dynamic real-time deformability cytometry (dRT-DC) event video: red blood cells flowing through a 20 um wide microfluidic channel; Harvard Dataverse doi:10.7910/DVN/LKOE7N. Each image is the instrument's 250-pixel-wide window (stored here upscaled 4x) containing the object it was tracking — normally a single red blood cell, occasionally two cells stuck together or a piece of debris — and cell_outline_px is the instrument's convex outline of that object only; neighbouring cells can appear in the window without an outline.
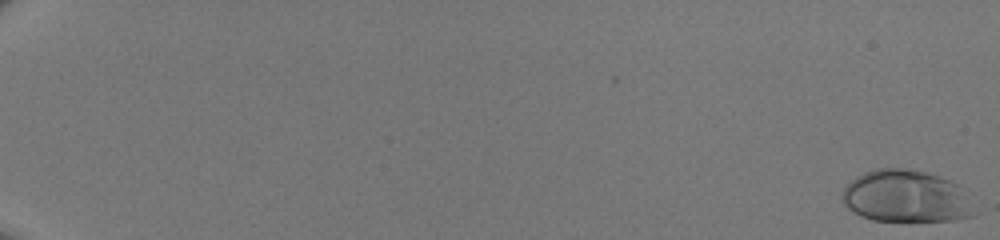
{"species": "human", "species_latin": "Homo sapiens", "temperature_condition": "room temperature", "stored_images_in_passage": 51, "camera_frame_rate_fps": 3000, "um_per_image_px": 0.085, "donor": {"sex": "male"}, "frame": {"image": 1, "passage_image": 1, "time_ms": 0.0, "image_size_px": [1000, 240], "cell_outline_px": [[972, 216], [956, 220], [872, 220], [860, 216], [852, 212], [844, 204], [840, 192], [856, 176], [864, 172], [876, 168], [904, 168], [924, 172], [960, 184]], "centroid_in_image_um": [76.9, 16.68], "position_along_channel_um": 8.1, "area_um2": 39.48}}
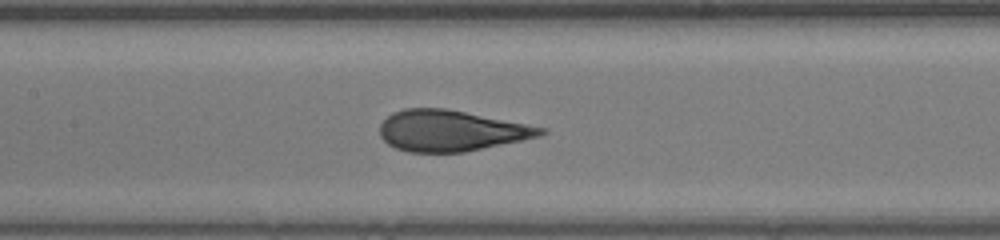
{"frame": {"image": 2, "passage_image": 29, "time_ms": 9.333, "image_size_px": [1000, 240], "cell_outline_px": [[548, 132], [540, 136], [464, 152], [408, 152], [396, 148], [388, 144], [380, 136], [380, 124], [392, 112], [404, 108], [448, 108], [548, 128]], "centroid_in_image_um": [38.34, 11.1], "position_along_channel_um": 169.1, "area_um2": 38.49}}
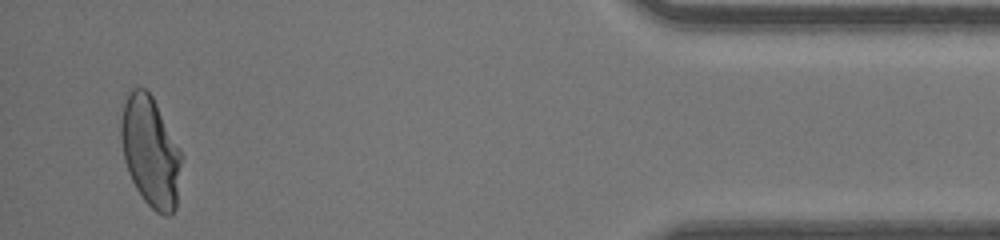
{"frame": {"image": 3, "passage_image": 50, "time_ms": 16.333, "image_size_px": [1000, 240], "cell_outline_px": [[184, 156], [176, 208], [168, 216], [164, 216], [156, 212], [144, 200], [136, 188], [128, 172], [124, 160], [120, 140], [120, 120], [124, 104], [132, 88], [144, 88], [152, 96], [180, 148]], "centroid_in_image_um": [12.81, 12.92], "position_along_channel_um": 422.4, "area_um2": 39.19}}